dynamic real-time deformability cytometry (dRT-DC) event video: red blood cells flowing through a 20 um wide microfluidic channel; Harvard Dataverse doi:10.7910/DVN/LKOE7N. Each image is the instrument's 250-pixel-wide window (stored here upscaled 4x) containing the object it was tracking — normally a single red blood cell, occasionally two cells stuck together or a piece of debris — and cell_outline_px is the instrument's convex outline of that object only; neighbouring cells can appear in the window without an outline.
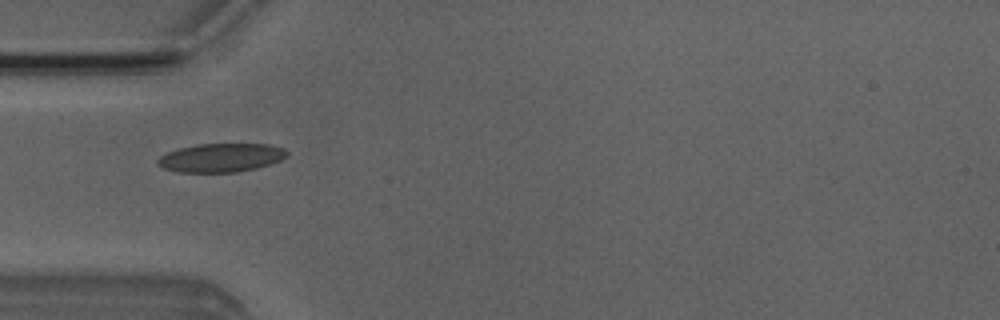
{"species": "Egyptian fruit bat (a non-hibernating species)", "species_latin": "Rousettus aegyptiacus", "temperature_condition": "room temperature", "stored_images_in_passage": 6, "camera_frame_rate_fps": 3000, "um_per_image_px": 0.085, "animal": {"sex": "male"}, "frame": {"image": 1, "passage_image": 5, "time_ms": 4.667, "image_size_px": [1000, 320], "cell_outline_px": [[288, 156], [280, 160], [256, 168], [236, 172], [180, 172], [164, 168], [156, 164], [156, 160], [160, 156], [168, 152], [180, 148], [196, 144], [272, 144], [284, 148], [288, 152]], "centroid_in_image_um": [18.8, 13.4], "position_along_channel_um": 66.2, "area_um2": 21.56}}